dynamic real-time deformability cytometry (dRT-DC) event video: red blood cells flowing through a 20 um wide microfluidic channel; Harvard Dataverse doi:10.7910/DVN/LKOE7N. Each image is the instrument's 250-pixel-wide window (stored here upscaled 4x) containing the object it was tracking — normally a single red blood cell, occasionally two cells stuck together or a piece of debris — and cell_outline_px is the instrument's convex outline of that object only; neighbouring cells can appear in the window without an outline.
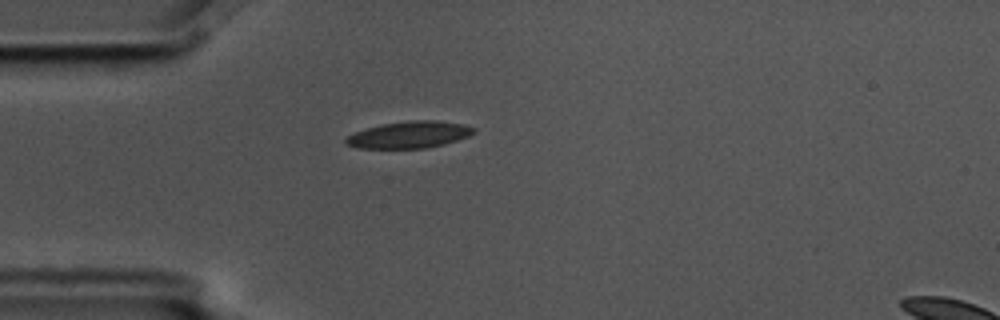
{"species": "common noctule bat (a hibernating species)", "species_latin": "Nyctalus noctula", "temperature_condition": "cold", "stored_images_in_passage": 2, "camera_frame_rate_fps": 3000, "um_per_image_px": 0.085, "animal": {"sex": "male", "body_mass_g": 17.5, "forearm_length_mm": 52.3}, "frame": {"image": 1, "passage_image": 1, "time_ms": 0.0, "image_size_px": [1000, 320], "cell_outline_px": [[476, 132], [468, 136], [444, 144], [428, 148], [356, 148], [344, 144], [344, 140], [348, 136], [356, 132], [380, 124], [408, 120], [436, 120], [464, 124], [476, 128]], "centroid_in_image_um": [34.8, 11.45], "position_along_channel_um": 50.2, "area_um2": 20.06}}